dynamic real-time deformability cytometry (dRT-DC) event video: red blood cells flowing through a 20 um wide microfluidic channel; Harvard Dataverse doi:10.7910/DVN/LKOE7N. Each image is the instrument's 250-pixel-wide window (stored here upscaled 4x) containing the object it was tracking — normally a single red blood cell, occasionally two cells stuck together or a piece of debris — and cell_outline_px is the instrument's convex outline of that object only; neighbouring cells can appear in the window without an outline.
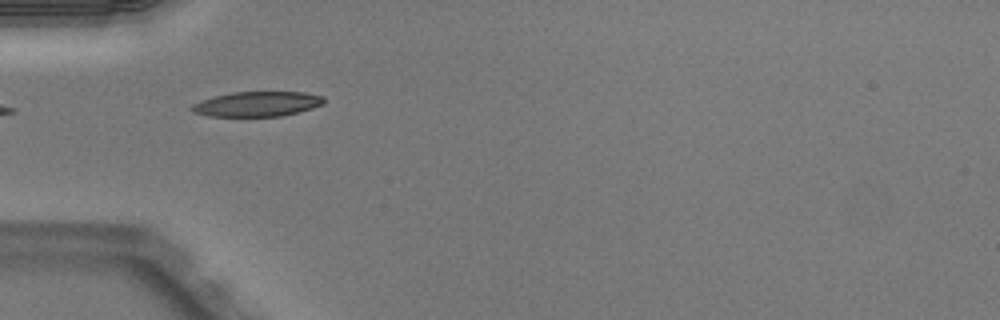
{"species": "Egyptian fruit bat (a non-hibernating species)", "species_latin": "Rousettus aegyptiacus", "temperature_condition": "warm", "stored_images_in_passage": 35, "camera_frame_rate_fps": 3000, "um_per_image_px": 0.085, "animal": {"sex": "male"}, "frame": {"image": 1, "passage_image": 1, "time_ms": 0.0, "image_size_px": [1000, 320], "cell_outline_px": [[324, 104], [300, 112], [280, 116], [208, 116], [192, 112], [192, 104], [216, 96], [232, 92], [304, 92], [324, 96]], "centroid_in_image_um": [21.91, 8.84], "position_along_channel_um": 63.1, "area_um2": 19.07}}
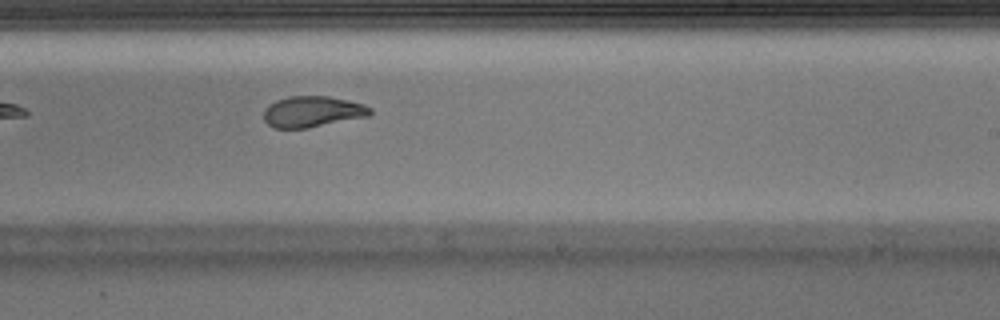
{"frame": {"image": 2, "passage_image": 16, "time_ms": 5.0, "image_size_px": [1000, 320], "cell_outline_px": [[372, 112], [368, 116], [308, 128], [272, 128], [264, 120], [264, 108], [268, 104], [276, 100], [288, 96], [328, 96], [348, 100], [364, 104], [372, 108]], "centroid_in_image_um": [26.54, 9.48], "position_along_channel_um": 262.5, "area_um2": 19.36}, "authors_computed_cell_mechanics": {"area_um2": 20.0566, "velocity_mm_per_s": 4.0154, "shape_relaxation_time_tau1_ms": null, "shape_relaxation_time_tau2_ms": 1.7583, "deformation_change_tau1": null, "deformation_change_tau2": 0.081}}